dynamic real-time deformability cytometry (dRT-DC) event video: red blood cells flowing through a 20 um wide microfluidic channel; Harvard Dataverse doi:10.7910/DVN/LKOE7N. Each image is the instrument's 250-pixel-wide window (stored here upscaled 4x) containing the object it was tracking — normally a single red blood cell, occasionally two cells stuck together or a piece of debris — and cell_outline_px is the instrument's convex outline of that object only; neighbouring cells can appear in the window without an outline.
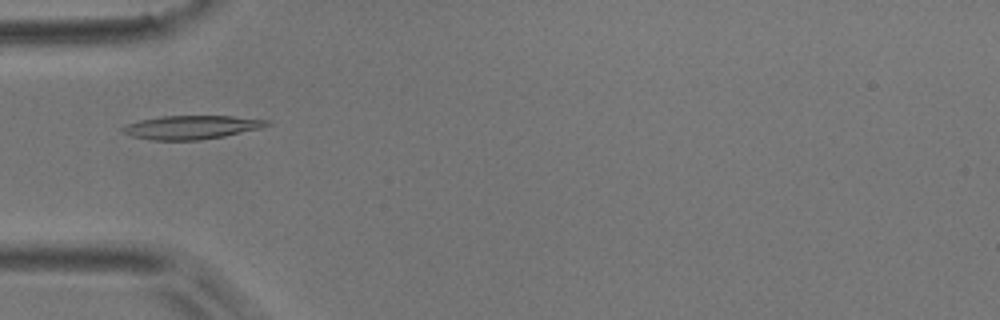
{"species": "common noctule bat (a hibernating species)", "species_latin": "Nyctalus noctula", "temperature_condition": "room temperature", "stored_images_in_passage": 28, "camera_frame_rate_fps": 3000, "um_per_image_px": 0.085, "animal": {"sex": "male", "body_mass_g": 17.9}, "frame": {"image": 1, "passage_image": 4, "time_ms": 1.0, "image_size_px": [1000, 320], "cell_outline_px": [[272, 124], [260, 128], [224, 136], [200, 140], [156, 140], [132, 136], [120, 132], [120, 128], [128, 124], [140, 120], [164, 116], [232, 116], [268, 120]], "centroid_in_image_um": [16.27, 10.82], "position_along_channel_um": 68.7, "area_um2": 19.71}}
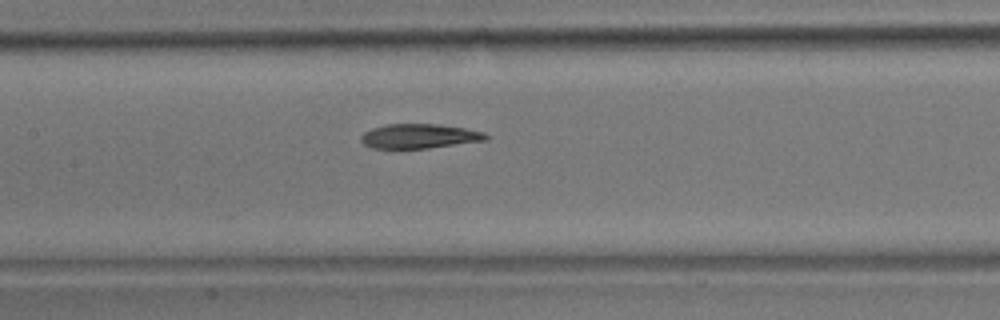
{"frame": {"image": 2, "passage_image": 12, "time_ms": 3.667, "image_size_px": [1000, 320], "cell_outline_px": [[488, 140], [428, 148], [372, 148], [364, 144], [360, 140], [360, 136], [364, 132], [372, 128], [388, 124], [436, 124], [464, 128], [484, 132], [488, 136]], "centroid_in_image_um": [35.63, 11.57], "position_along_channel_um": 171.8, "area_um2": 17.74}}
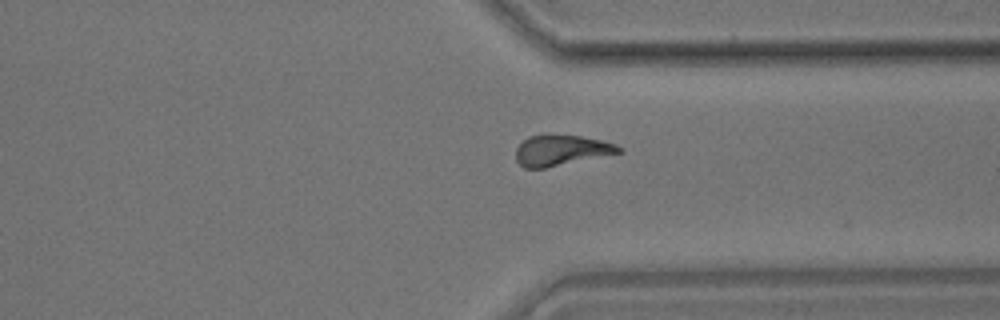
{"frame": {"image": 3, "passage_image": 27, "time_ms": 8.667, "image_size_px": [1000, 320], "cell_outline_px": [[624, 152], [544, 168], [524, 168], [516, 160], [516, 148], [528, 136], [580, 136], [600, 140], [616, 144]], "centroid_in_image_um": [47.7, 12.8], "position_along_channel_um": 363.7, "area_um2": 17.92}}